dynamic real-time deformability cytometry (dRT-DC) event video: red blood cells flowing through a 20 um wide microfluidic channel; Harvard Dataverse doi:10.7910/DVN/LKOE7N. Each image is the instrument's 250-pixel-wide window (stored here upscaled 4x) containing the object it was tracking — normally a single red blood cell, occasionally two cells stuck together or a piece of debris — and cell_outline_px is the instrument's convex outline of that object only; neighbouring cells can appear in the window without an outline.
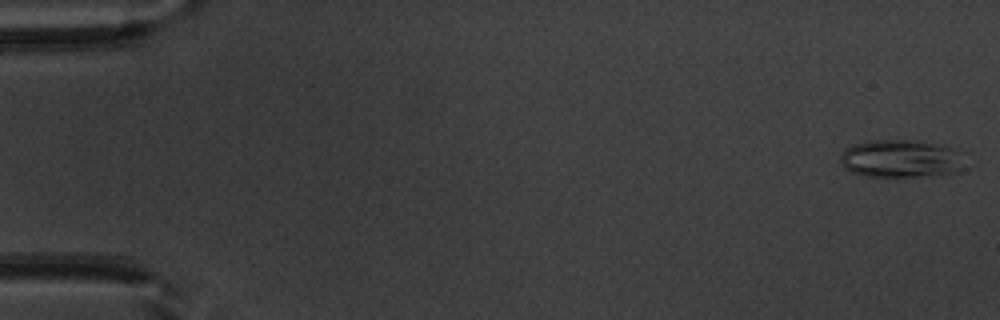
{"species": "common noctule bat (a hibernating species)", "species_latin": "Nyctalus noctula", "temperature_condition": "warm", "stored_images_in_passage": 52, "segment_of_instrument_passage": [1, 2], "camera_frame_rate_fps": 3000, "um_per_image_px": 0.085, "animal": {"sex": "male", "body_mass_g": 20.1, "forearm_length_mm": 53.5}, "frame": {"image": 1, "passage_image": 1, "time_ms": 0.0, "image_size_px": [1000, 320], "cell_outline_px": [[956, 172], [932, 176], [864, 176], [852, 172], [840, 160], [840, 156], [844, 148], [856, 144], [872, 140], [908, 140], [932, 144], [952, 148], [956, 168]], "centroid_in_image_um": [76.37, 13.49], "position_along_channel_um": 8.6, "area_um2": 25.95}}
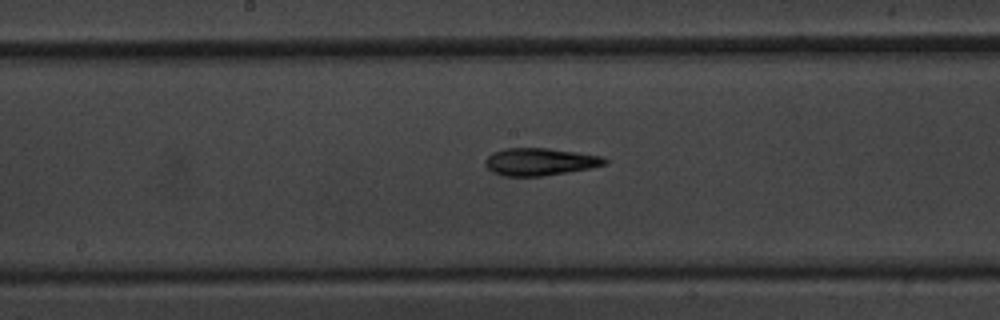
{"frame": {"image": 2, "passage_image": 27, "time_ms": 8.667, "image_size_px": [1000, 320], "cell_outline_px": [[608, 164], [592, 168], [544, 176], [500, 176], [492, 172], [484, 164], [484, 160], [492, 152], [504, 148], [548, 148], [604, 156], [608, 160]], "centroid_in_image_um": [45.9, 13.75], "position_along_channel_um": 202.3, "area_um2": 19.42}}
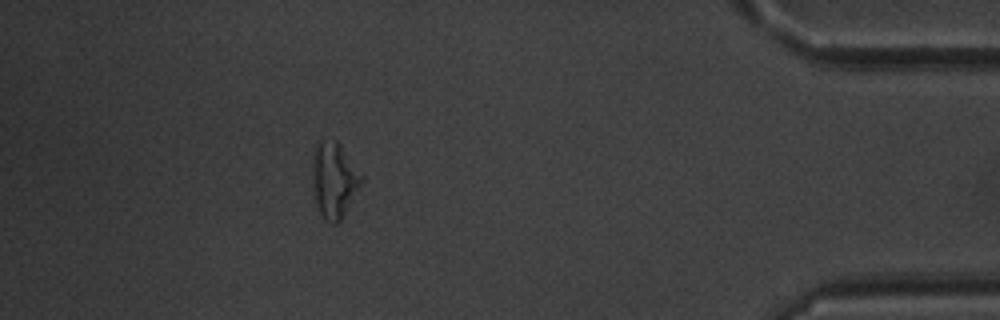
{"frame": {"image": 3, "passage_image": 46, "time_ms": 15.0, "image_size_px": [1000, 320], "cell_outline_px": [[364, 180], [340, 220], [336, 224], [332, 224], [324, 220], [312, 200], [312, 152], [320, 140], [336, 140], [340, 144], [364, 176]], "centroid_in_image_um": [28.36, 15.31], "position_along_channel_um": 406.8, "area_um2": 22.14}}